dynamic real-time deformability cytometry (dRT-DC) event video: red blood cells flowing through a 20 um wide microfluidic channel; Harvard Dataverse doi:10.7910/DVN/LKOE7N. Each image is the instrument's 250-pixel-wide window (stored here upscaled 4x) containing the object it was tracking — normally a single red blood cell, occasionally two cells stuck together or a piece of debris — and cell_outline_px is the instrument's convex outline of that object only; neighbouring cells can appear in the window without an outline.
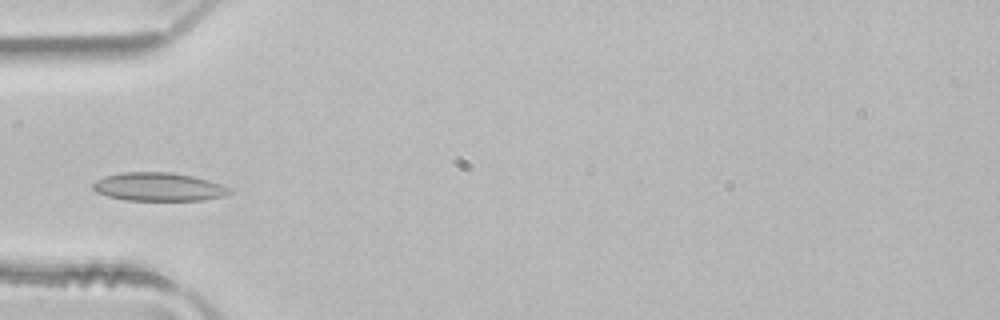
{"species": "common noctule bat (a hibernating species)", "species_latin": "Nyctalus noctula", "temperature_condition": "room temperature", "stored_images_in_passage": 2, "camera_frame_rate_fps": 3000, "um_per_image_px": 0.085, "animal": {"sex": "male", "body_mass_g": 21.5, "forearm_length_mm": 52.0}, "frame": {"image": 1, "passage_image": 2, "time_ms": 0.333, "image_size_px": [1000, 320], "cell_outline_px": [[232, 192], [224, 196], [204, 200], [128, 200], [108, 196], [96, 192], [92, 188], [92, 184], [96, 180], [104, 176], [120, 172], [172, 172], [192, 176], [208, 180], [232, 188]], "centroid_in_image_um": [13.48, 15.88], "position_along_channel_um": 71.5, "area_um2": 22.66}}